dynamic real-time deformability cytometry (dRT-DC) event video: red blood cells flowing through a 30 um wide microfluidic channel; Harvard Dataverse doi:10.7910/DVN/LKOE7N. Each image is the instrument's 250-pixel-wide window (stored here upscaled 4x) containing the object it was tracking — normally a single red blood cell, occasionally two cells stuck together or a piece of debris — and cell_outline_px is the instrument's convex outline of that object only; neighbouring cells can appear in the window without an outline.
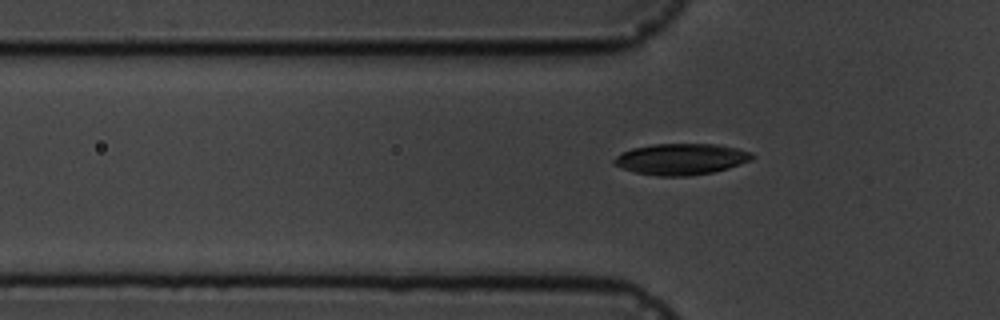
{"species": "common noctule bat (a hibernating species)", "species_latin": "Nyctalus noctula", "temperature_condition": "cold", "stored_images_in_passage": 5, "segment_of_instrument_passage": [2, 2], "camera_frame_rate_fps": 3000, "um_per_image_px": 0.085, "animal": {"sex": "male", "body_mass_g": 19.5, "forearm_length_mm": 54.6}, "frame": {"image": 1, "passage_image": 5, "time_ms": 4.667, "image_size_px": [1000, 320], "cell_outline_px": [[756, 156], [752, 160], [728, 168], [712, 172], [688, 176], [656, 176], [636, 172], [620, 168], [612, 164], [612, 160], [620, 152], [632, 148], [652, 144], [716, 144], [736, 148], [752, 152]], "centroid_in_image_um": [57.86, 13.52], "position_along_channel_um": 67.9, "area_um2": 25.32}}